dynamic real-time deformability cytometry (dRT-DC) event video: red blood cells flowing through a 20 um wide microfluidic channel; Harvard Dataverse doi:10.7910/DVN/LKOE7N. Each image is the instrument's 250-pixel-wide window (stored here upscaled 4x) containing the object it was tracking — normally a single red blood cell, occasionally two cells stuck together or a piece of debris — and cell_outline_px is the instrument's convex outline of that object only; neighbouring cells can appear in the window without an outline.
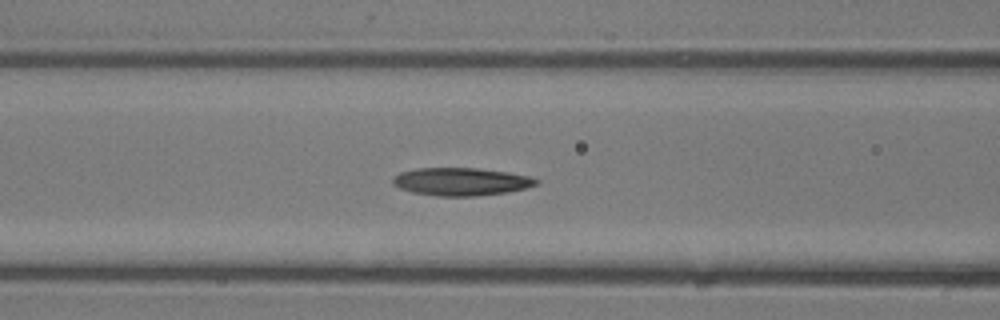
{"species": "common noctule bat (a hibernating species)", "species_latin": "Nyctalus noctula", "temperature_condition": "room temperature", "stored_images_in_passage": 37, "camera_frame_rate_fps": 3000, "um_per_image_px": 0.085, "animal": {"sex": "male", "body_mass_g": 13.3}, "frame": {"image": 1, "passage_image": 14, "time_ms": 4.333, "image_size_px": [1000, 320], "cell_outline_px": [[540, 180], [536, 184], [524, 188], [504, 192], [476, 196], [436, 196], [412, 192], [400, 188], [392, 184], [392, 180], [400, 172], [416, 168], [476, 168], [508, 172], [528, 176]], "centroid_in_image_um": [39.15, 15.43], "position_along_channel_um": 127.4, "area_um2": 23.06}}
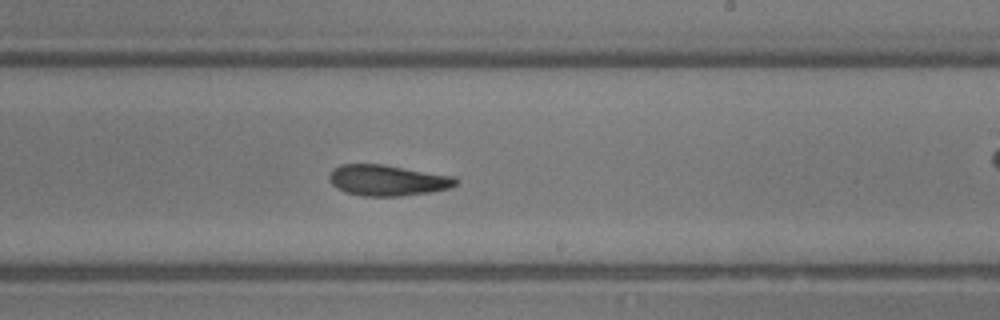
{"frame": {"image": 2, "passage_image": 21, "time_ms": 6.667, "image_size_px": [1000, 320], "cell_outline_px": [[460, 180], [456, 184], [448, 188], [428, 192], [400, 196], [364, 196], [348, 192], [332, 184], [328, 180], [328, 176], [332, 168], [340, 164], [384, 164], [456, 176]], "centroid_in_image_um": [32.95, 15.3], "position_along_channel_um": 256.0, "area_um2": 22.83}}
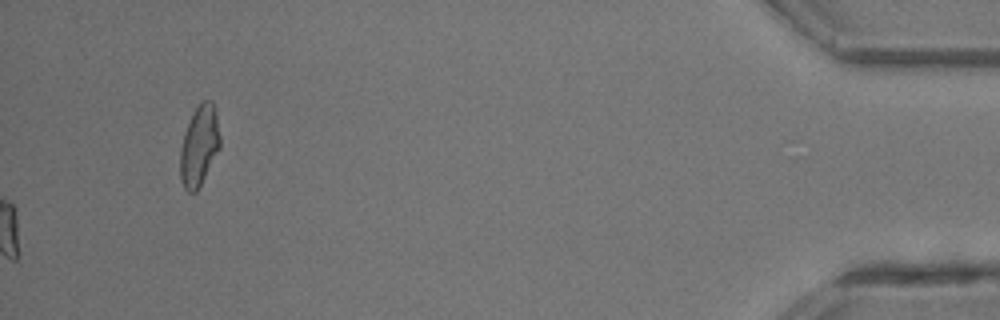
{"frame": {"image": 3, "passage_image": 37, "time_ms": 12.0, "image_size_px": [1000, 320], "cell_outline_px": [[220, 148], [196, 192], [188, 192], [184, 188], [180, 180], [180, 148], [184, 132], [196, 108], [204, 100], [212, 100], [216, 116], [220, 136]], "centroid_in_image_um": [16.92, 12.42], "position_along_channel_um": 418.3, "area_um2": 18.38}}